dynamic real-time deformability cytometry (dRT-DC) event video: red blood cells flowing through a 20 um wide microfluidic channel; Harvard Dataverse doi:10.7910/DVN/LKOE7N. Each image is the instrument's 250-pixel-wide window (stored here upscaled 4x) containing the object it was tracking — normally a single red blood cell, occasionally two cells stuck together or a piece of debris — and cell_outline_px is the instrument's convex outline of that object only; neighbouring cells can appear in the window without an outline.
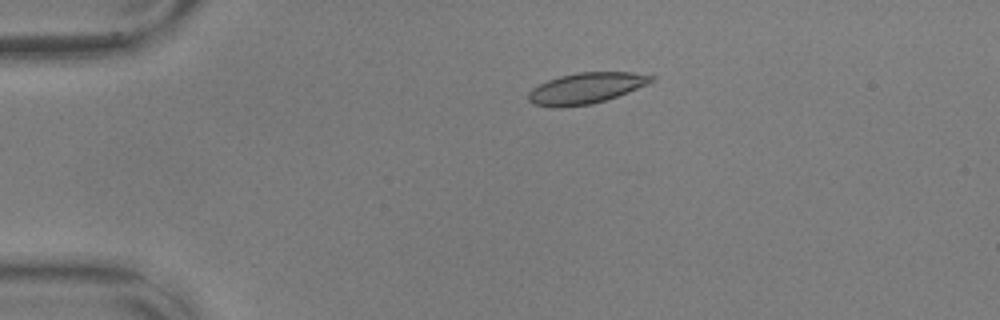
{"species": "common noctule bat (a hibernating species)", "species_latin": "Nyctalus noctula", "temperature_condition": "warm", "stored_images_in_passage": 57, "camera_frame_rate_fps": 3000, "um_per_image_px": 0.085, "animal": {"sex": "male", "body_mass_g": 17.9, "forearm_length_mm": 54.2}, "frame": {"image": 1, "passage_image": 13, "time_ms": 4.0, "image_size_px": [1000, 320], "cell_outline_px": [[656, 76], [648, 84], [628, 92], [592, 104], [556, 108], [532, 104], [528, 100], [528, 92], [532, 88], [548, 80], [560, 76], [576, 72], [632, 72]], "centroid_in_image_um": [49.78, 7.5], "position_along_channel_um": 35.2, "area_um2": 22.14}}
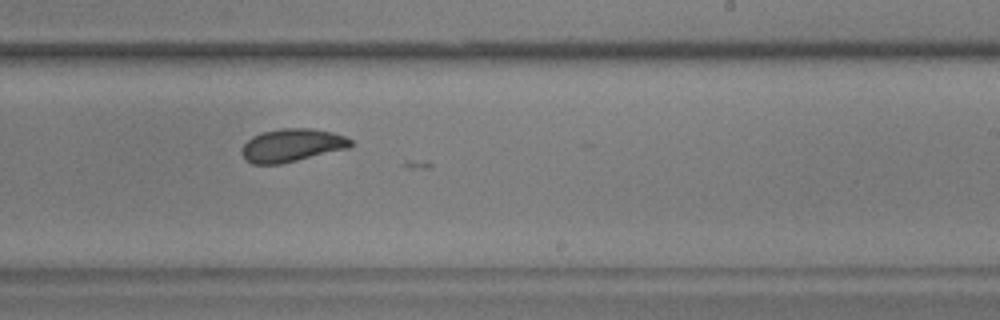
{"frame": {"image": 2, "passage_image": 36, "time_ms": 11.667, "image_size_px": [1000, 320], "cell_outline_px": [[352, 144], [348, 148], [280, 164], [252, 164], [244, 160], [240, 152], [240, 148], [252, 136], [260, 132], [280, 128], [312, 128], [332, 132], [344, 136], [352, 140]], "centroid_in_image_um": [24.75, 12.34], "position_along_channel_um": 264.3, "area_um2": 21.1}}
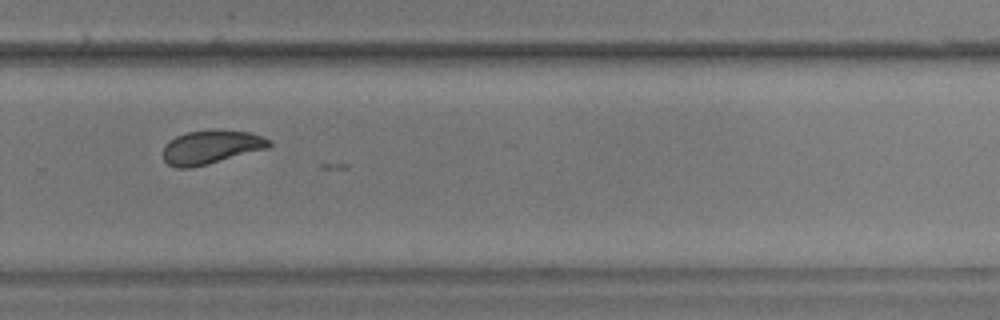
{"frame": {"image": 3, "passage_image": 40, "time_ms": 13.0, "image_size_px": [1000, 320], "cell_outline_px": [[272, 144], [268, 148], [208, 164], [192, 168], [176, 168], [168, 164], [164, 160], [164, 144], [176, 136], [188, 132], [212, 128], [216, 128], [252, 132], [264, 136], [272, 140]], "centroid_in_image_um": [17.98, 12.47], "position_along_channel_um": 311.8, "area_um2": 21.33}, "authors_computed_cell_mechanics": {"area_um2": 21.675, "velocity_mm_per_s": 3.6001, "shape_relaxation_time_tau1_ms": 6.131, "shape_relaxation_time_tau2_ms": null, "deformation_change_tau1": 0.1617, "deformation_change_tau2": null}}